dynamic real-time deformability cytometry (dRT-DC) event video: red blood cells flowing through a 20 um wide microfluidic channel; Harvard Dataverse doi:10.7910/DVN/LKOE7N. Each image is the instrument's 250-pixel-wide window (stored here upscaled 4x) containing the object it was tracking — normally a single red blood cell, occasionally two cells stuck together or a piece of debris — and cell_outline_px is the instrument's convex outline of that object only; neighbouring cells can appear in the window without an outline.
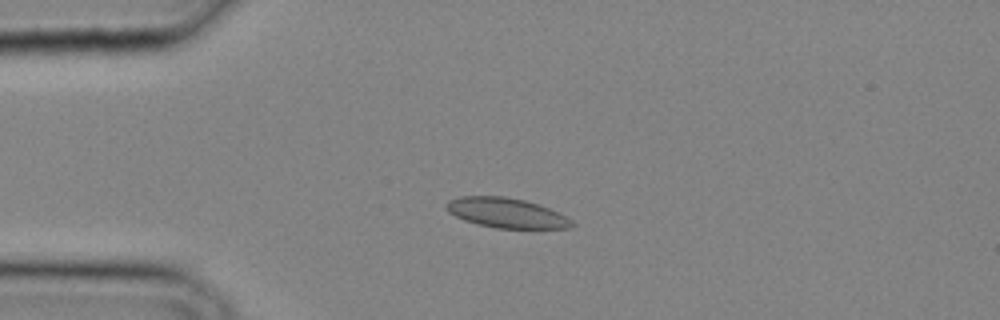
{"species": "common noctule bat (a hibernating species)", "species_latin": "Nyctalus noctula", "temperature_condition": "cold", "stored_images_in_passage": 27, "camera_frame_rate_fps": 3000, "um_per_image_px": 0.085, "animal": {"sex": "male", "body_mass_g": 20.4}, "frame": {"image": 1, "passage_image": 1, "time_ms": 0.0, "image_size_px": [1000, 320], "cell_outline_px": [[576, 224], [572, 228], [496, 228], [476, 224], [464, 220], [448, 212], [444, 208], [444, 204], [448, 200], [460, 196], [504, 196], [524, 200], [560, 212], [572, 220]], "centroid_in_image_um": [43.02, 18.1], "position_along_channel_um": 42.0, "area_um2": 22.02}}
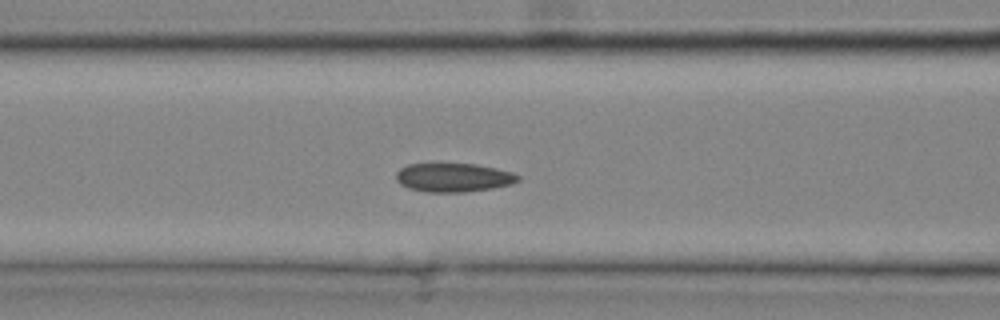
{"frame": {"image": 2, "passage_image": 7, "time_ms": 2.0, "image_size_px": [1000, 320], "cell_outline_px": [[520, 180], [512, 184], [492, 188], [464, 192], [428, 192], [408, 188], [400, 184], [396, 180], [396, 172], [400, 168], [408, 164], [476, 164], [496, 168], [512, 172], [520, 176]], "centroid_in_image_um": [38.55, 15.09], "position_along_channel_um": 128.1, "area_um2": 20.46}}
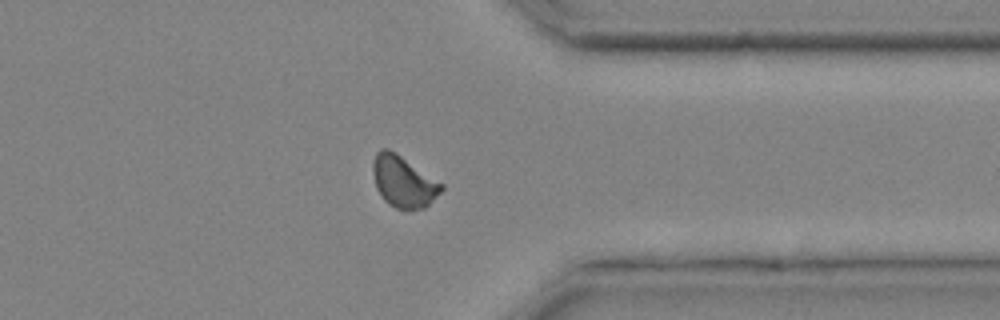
{"frame": {"image": 3, "passage_image": 21, "time_ms": 6.667, "image_size_px": [1000, 320], "cell_outline_px": [[444, 188], [424, 208], [396, 208], [388, 204], [384, 200], [376, 188], [372, 172], [372, 164], [376, 152], [380, 148], [388, 148], [396, 152], [444, 184]], "centroid_in_image_um": [34.26, 15.39], "position_along_channel_um": 377.1, "area_um2": 20.46}}